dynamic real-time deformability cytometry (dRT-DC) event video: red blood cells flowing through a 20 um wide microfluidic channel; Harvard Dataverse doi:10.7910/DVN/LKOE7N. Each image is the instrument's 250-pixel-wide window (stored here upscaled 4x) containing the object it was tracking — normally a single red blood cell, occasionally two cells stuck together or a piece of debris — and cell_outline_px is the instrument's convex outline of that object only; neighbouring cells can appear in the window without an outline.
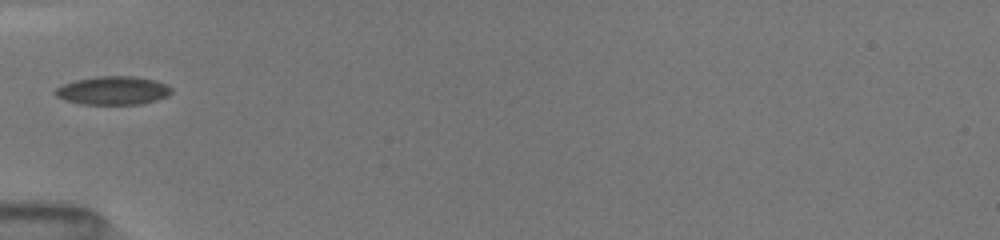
{"species": "common noctule bat (a hibernating species)", "species_latin": "Nyctalus noctula", "temperature_condition": "room temperature", "stored_images_in_passage": 30, "camera_frame_rate_fps": 3000, "um_per_image_px": 0.085, "animal": {"sex": "female", "body_mass_g": 19.5, "forearm_length_mm": 54.1}, "frame": {"image": 1, "passage_image": 1, "time_ms": 0.0, "image_size_px": [1000, 240], "cell_outline_px": [[172, 92], [168, 96], [156, 100], [140, 104], [80, 104], [64, 100], [56, 96], [52, 92], [56, 88], [64, 84], [76, 80], [96, 76], [132, 76], [152, 80], [168, 84], [172, 88]], "centroid_in_image_um": [9.59, 7.7], "position_along_channel_um": 75.4, "area_um2": 19.31}}
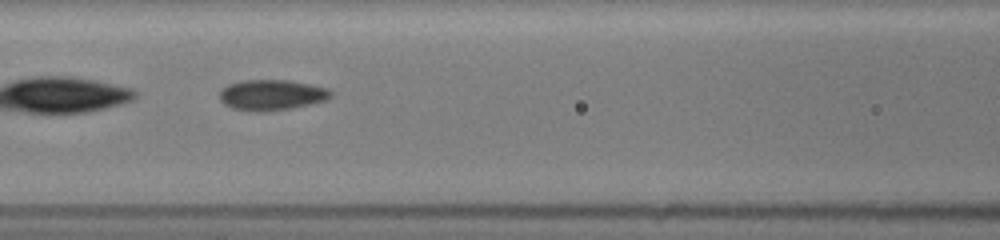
{"frame": {"image": 2, "passage_image": 12, "time_ms": 1.667, "image_size_px": [1000, 240], "cell_outline_px": [[332, 96], [328, 100], [292, 108], [260, 112], [252, 112], [232, 108], [224, 104], [220, 100], [220, 92], [228, 84], [240, 80], [288, 80], [328, 88], [332, 92]], "centroid_in_image_um": [23.09, 8.07], "position_along_channel_um": 143.5, "area_um2": 19.94}}